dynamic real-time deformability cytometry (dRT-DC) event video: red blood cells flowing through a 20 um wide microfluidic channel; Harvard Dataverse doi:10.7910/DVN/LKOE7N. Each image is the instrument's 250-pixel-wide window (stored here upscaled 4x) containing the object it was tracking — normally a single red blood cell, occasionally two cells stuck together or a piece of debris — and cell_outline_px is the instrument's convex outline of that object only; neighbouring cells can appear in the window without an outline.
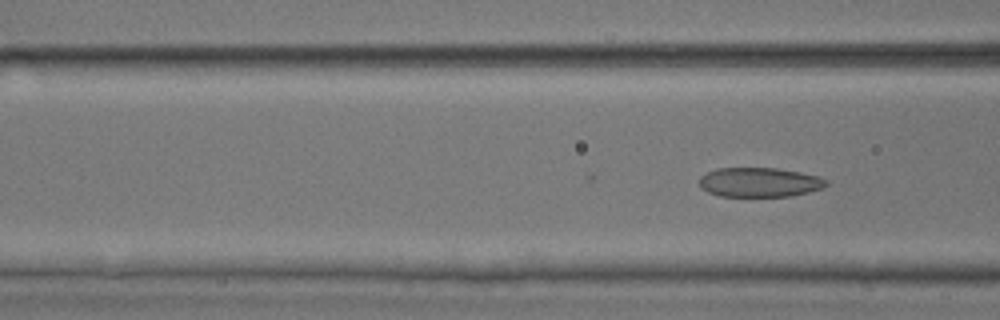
{"species": "common noctule bat (a hibernating species)", "species_latin": "Nyctalus noctula", "temperature_condition": "room temperature", "stored_images_in_passage": 21, "camera_frame_rate_fps": 3000, "um_per_image_px": 0.085, "animal": {"sex": "male", "body_mass_g": 17.9, "forearm_length_mm": 54.2}, "frame": {"image": 1, "passage_image": 21, "time_ms": 6.667, "image_size_px": [1000, 320], "cell_outline_px": [[828, 184], [824, 188], [792, 196], [720, 196], [708, 192], [700, 188], [700, 176], [716, 168], [776, 168], [800, 172], [816, 176], [828, 180]], "centroid_in_image_um": [64.56, 15.49], "position_along_channel_um": 102.0, "area_um2": 21.79}}